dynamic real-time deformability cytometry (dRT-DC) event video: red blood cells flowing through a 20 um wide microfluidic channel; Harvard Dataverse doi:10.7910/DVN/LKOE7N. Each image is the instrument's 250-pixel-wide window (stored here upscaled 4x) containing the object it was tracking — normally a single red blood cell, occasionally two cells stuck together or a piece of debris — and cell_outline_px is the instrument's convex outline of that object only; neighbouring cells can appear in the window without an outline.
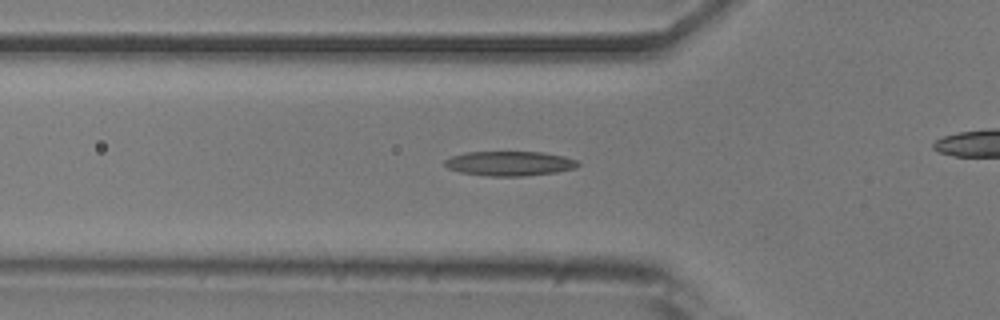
{"species": "common noctule bat (a hibernating species)", "species_latin": "Nyctalus noctula", "temperature_condition": "room temperature", "stored_images_in_passage": 38, "camera_frame_rate_fps": 3000, "um_per_image_px": 0.085, "animal": {"sex": "male", "body_mass_g": 20.5, "forearm_length_mm": 52.5}, "frame": {"image": 1, "passage_image": 13, "time_ms": 4.0, "image_size_px": [1000, 320], "cell_outline_px": [[580, 164], [576, 168], [552, 172], [524, 176], [492, 176], [460, 172], [448, 168], [444, 164], [444, 160], [452, 156], [468, 152], [544, 152], [564, 156], [576, 160]], "centroid_in_image_um": [43.31, 13.89], "position_along_channel_um": 82.5, "area_um2": 18.9}}
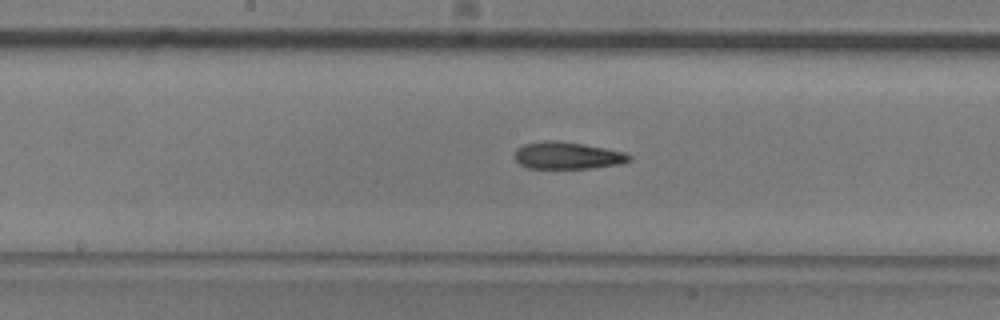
{"frame": {"image": 2, "passage_image": 22, "time_ms": 7.0, "image_size_px": [1000, 320], "cell_outline_px": [[632, 160], [620, 164], [588, 168], [528, 168], [520, 164], [516, 160], [516, 148], [524, 144], [544, 140], [552, 140], [584, 144], [624, 152], [632, 156]], "centroid_in_image_um": [48.24, 13.21], "position_along_channel_um": 200.0, "area_um2": 17.98}}
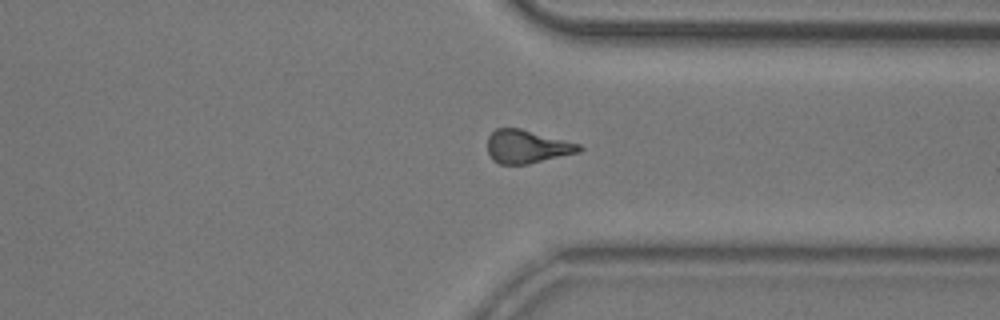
{"frame": {"image": 3, "passage_image": 35, "time_ms": 11.333, "image_size_px": [1000, 320], "cell_outline_px": [[584, 148], [580, 152], [528, 164], [500, 164], [492, 160], [488, 152], [488, 136], [496, 128], [520, 128], [580, 144]], "centroid_in_image_um": [44.79, 12.46], "position_along_channel_um": 366.6, "area_um2": 17.74}}